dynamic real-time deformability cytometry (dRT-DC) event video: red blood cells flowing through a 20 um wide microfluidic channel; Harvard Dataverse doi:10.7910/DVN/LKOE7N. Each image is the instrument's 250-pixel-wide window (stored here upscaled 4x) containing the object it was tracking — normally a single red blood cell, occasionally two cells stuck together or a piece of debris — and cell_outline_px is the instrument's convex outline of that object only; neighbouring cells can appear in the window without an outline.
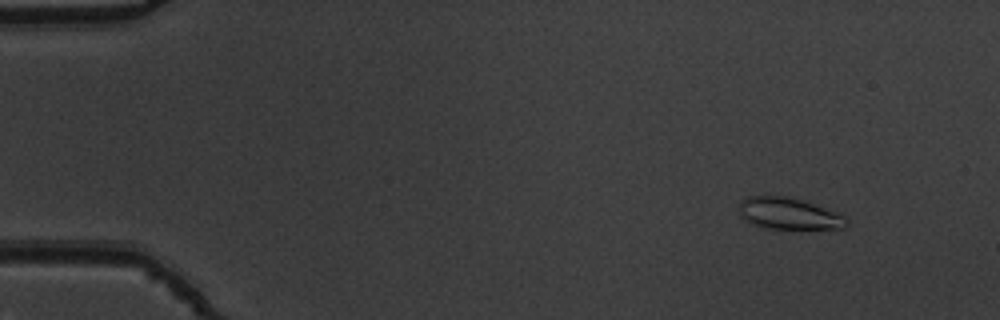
{"species": "common noctule bat (a hibernating species)", "species_latin": "Nyctalus noctula", "temperature_condition": "warm", "stored_images_in_passage": 54, "camera_frame_rate_fps": 3000, "um_per_image_px": 0.085, "animal": {"sex": "male", "body_mass_g": 19.5, "forearm_length_mm": 54.6}, "frame": {"image": 1, "passage_image": 6, "time_ms": 1.667, "image_size_px": [1000, 320], "cell_outline_px": [[848, 224], [844, 228], [764, 228], [752, 224], [744, 220], [740, 216], [740, 204], [748, 196], [788, 196], [812, 204], [844, 216], [848, 220]], "centroid_in_image_um": [67.0, 18.16], "position_along_channel_um": 18.0, "area_um2": 19.31}}
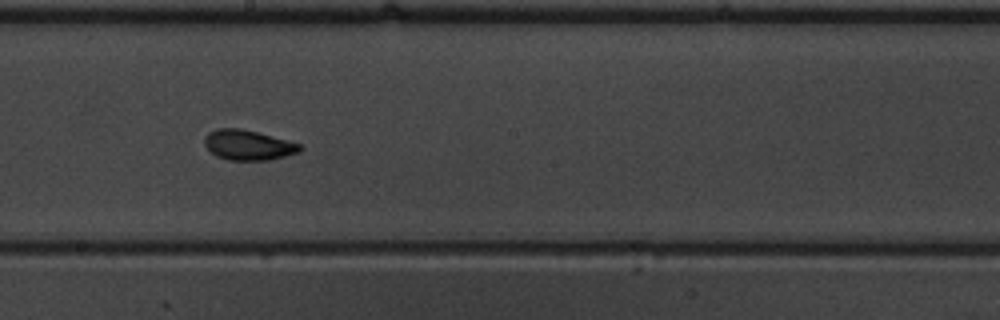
{"frame": {"image": 2, "passage_image": 31, "time_ms": 10.0, "image_size_px": [1000, 320], "cell_outline_px": [[304, 148], [296, 152], [284, 156], [268, 160], [228, 160], [216, 156], [204, 144], [204, 136], [208, 132], [216, 128], [240, 128], [256, 132], [300, 144]], "centroid_in_image_um": [21.04, 12.32], "position_along_channel_um": 227.2, "area_um2": 16.53}}
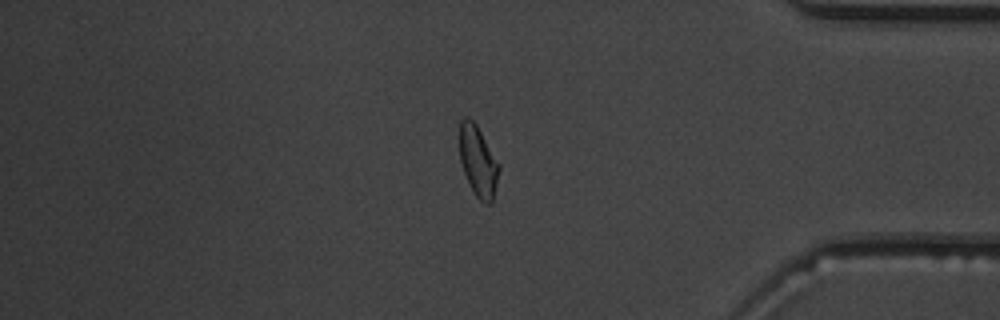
{"frame": {"image": 3, "passage_image": 46, "time_ms": 15.0, "image_size_px": [1000, 320], "cell_outline_px": [[500, 168], [492, 200], [488, 204], [484, 204], [476, 196], [464, 172], [460, 160], [460, 120], [464, 116], [468, 116], [476, 124], [500, 164]], "centroid_in_image_um": [40.64, 13.67], "position_along_channel_um": 394.6, "area_um2": 16.01}, "authors_computed_cell_mechanics": {"area_um2": 16.9643, "velocity_mm_per_s": 3.8299, "shape_relaxation_time_tau1_ms": 3.2063, "shape_relaxation_time_tau2_ms": 1.9009, "deformation_change_tau1": 0.126, "deformation_change_tau2": 0.0747}}